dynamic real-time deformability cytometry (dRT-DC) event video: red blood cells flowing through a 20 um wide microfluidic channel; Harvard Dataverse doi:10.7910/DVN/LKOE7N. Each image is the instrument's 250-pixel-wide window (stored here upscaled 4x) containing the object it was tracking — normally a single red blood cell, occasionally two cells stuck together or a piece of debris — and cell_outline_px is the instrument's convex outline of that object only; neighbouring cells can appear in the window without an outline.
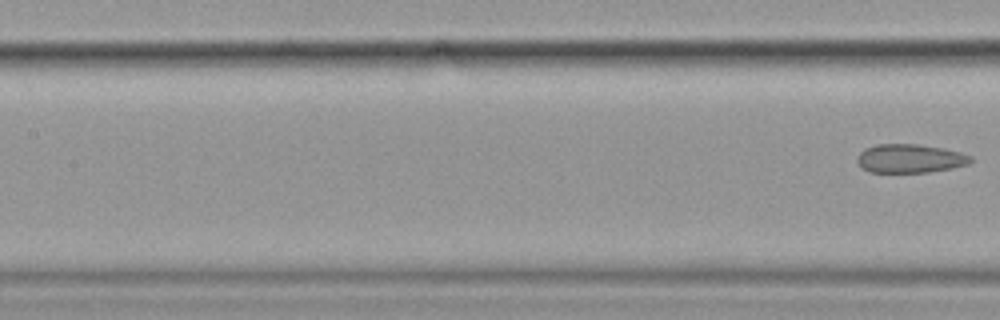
{"species": "common noctule bat (a hibernating species)", "species_latin": "Nyctalus noctula", "temperature_condition": "cold", "stored_images_in_passage": 6, "segment_of_instrument_passage": [2, 2], "camera_frame_rate_fps": 3000, "um_per_image_px": 0.085, "animal": {"sex": "female", "body_mass_g": 19.9}, "frame": {"image": 1, "passage_image": 6, "time_ms": 1.667, "image_size_px": [1000, 320], "cell_outline_px": [[972, 160], [968, 164], [952, 168], [928, 172], [868, 172], [860, 168], [856, 160], [856, 156], [864, 148], [876, 144], [916, 144], [944, 148], [960, 152], [972, 156]], "centroid_in_image_um": [77.3, 13.47], "position_along_channel_um": 130.1, "area_um2": 19.19}}